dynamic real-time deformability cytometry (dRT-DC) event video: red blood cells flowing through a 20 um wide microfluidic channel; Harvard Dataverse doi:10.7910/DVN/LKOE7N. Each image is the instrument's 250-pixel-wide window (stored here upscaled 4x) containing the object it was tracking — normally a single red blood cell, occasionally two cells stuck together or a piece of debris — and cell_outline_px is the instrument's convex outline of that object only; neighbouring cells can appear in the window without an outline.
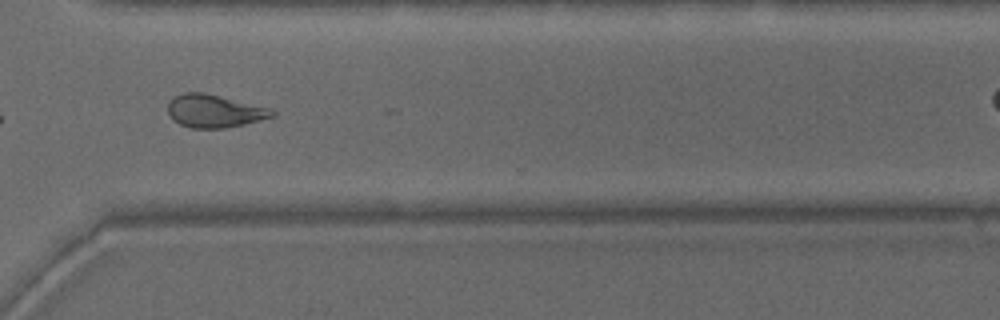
{"species": "common noctule bat (a hibernating species)", "species_latin": "Nyctalus noctula", "temperature_condition": "warm", "stored_images_in_passage": 32, "camera_frame_rate_fps": 3000, "um_per_image_px": 0.085, "animal": {"sex": "male", "body_mass_g": 15.6}, "frame": {"image": 1, "passage_image": 28, "time_ms": 9.0, "image_size_px": [1000, 320], "cell_outline_px": [[276, 116], [244, 124], [224, 128], [192, 128], [180, 124], [172, 120], [168, 116], [168, 104], [176, 96], [184, 92], [204, 92], [272, 108], [276, 112]], "centroid_in_image_um": [18.24, 9.44], "position_along_channel_um": 352.4, "area_um2": 20.11}}